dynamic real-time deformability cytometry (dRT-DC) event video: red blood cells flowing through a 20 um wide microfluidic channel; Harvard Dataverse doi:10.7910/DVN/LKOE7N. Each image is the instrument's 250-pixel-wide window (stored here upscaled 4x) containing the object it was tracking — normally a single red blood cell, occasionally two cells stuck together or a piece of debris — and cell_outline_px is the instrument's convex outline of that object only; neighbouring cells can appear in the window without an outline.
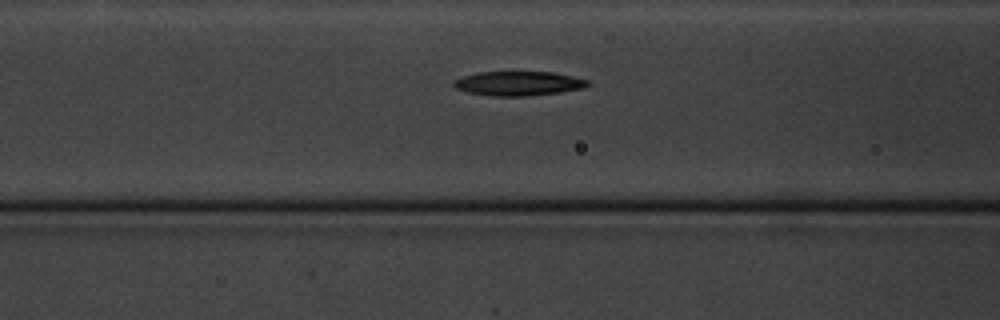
{"species": "common noctule bat (a hibernating species)", "species_latin": "Nyctalus noctula", "temperature_condition": "cold", "stored_images_in_passage": 6, "segment_of_instrument_passage": [2, 2], "camera_frame_rate_fps": 3000, "um_per_image_px": 0.085, "animal": {"sex": "male", "body_mass_g": 20.1, "forearm_length_mm": 53.5}, "frame": {"image": 1, "passage_image": 6, "time_ms": 6.667, "image_size_px": [1000, 320], "cell_outline_px": [[592, 84], [584, 88], [560, 92], [524, 96], [492, 96], [468, 92], [456, 88], [452, 84], [452, 80], [464, 76], [480, 72], [552, 72], [572, 76], [588, 80]], "centroid_in_image_um": [44.08, 7.09], "position_along_channel_um": 122.5, "area_um2": 18.96}}